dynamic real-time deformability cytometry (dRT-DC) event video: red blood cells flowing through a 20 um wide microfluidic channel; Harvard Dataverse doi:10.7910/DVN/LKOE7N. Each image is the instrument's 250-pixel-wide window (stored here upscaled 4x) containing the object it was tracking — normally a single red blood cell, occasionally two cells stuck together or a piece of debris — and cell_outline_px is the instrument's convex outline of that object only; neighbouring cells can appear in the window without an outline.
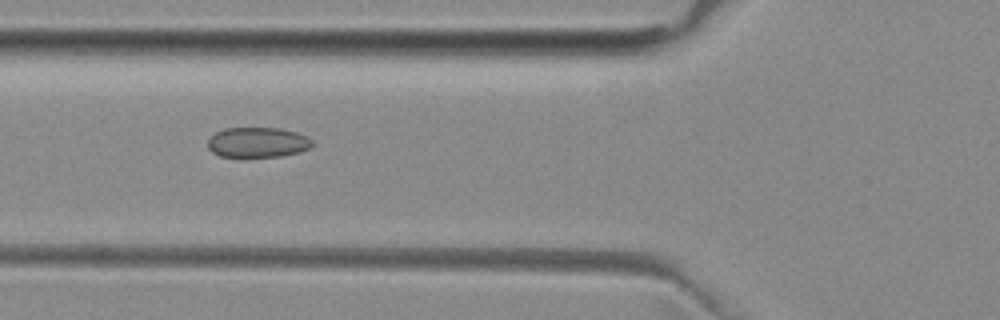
{"species": "common noctule bat (a hibernating species)", "species_latin": "Nyctalus noctula", "temperature_condition": "room temperature", "stored_images_in_passage": 33, "camera_frame_rate_fps": 3000, "um_per_image_px": 0.085, "animal": {"sex": "female", "body_mass_g": 29.2, "forearm_length_mm": 56.3}, "frame": {"image": 1, "passage_image": 5, "time_ms": 1.333, "image_size_px": [1000, 320], "cell_outline_px": [[312, 148], [300, 152], [280, 156], [220, 156], [212, 152], [208, 148], [208, 136], [224, 128], [280, 128], [296, 132], [308, 136], [312, 140]], "centroid_in_image_um": [21.91, 12.09], "position_along_channel_um": 103.9, "area_um2": 18.44}}
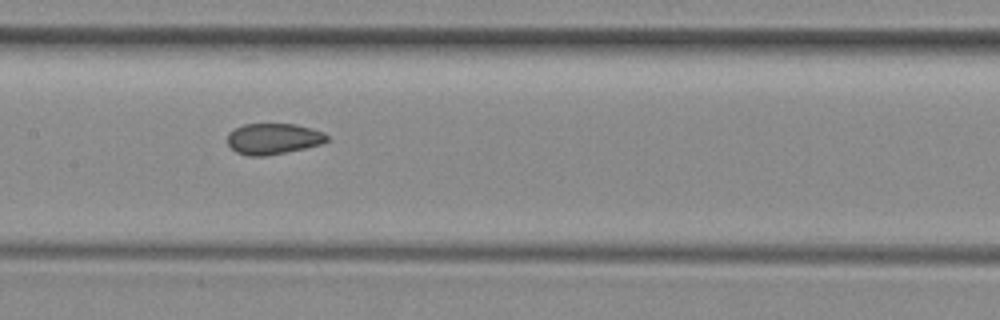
{"frame": {"image": 2, "passage_image": 11, "time_ms": 3.333, "image_size_px": [1000, 320], "cell_outline_px": [[328, 140], [320, 144], [304, 148], [264, 156], [248, 156], [236, 152], [228, 144], [228, 132], [244, 124], [296, 124], [312, 128], [324, 132], [328, 136]], "centroid_in_image_um": [23.23, 11.79], "position_along_channel_um": 184.2, "area_um2": 17.86}}
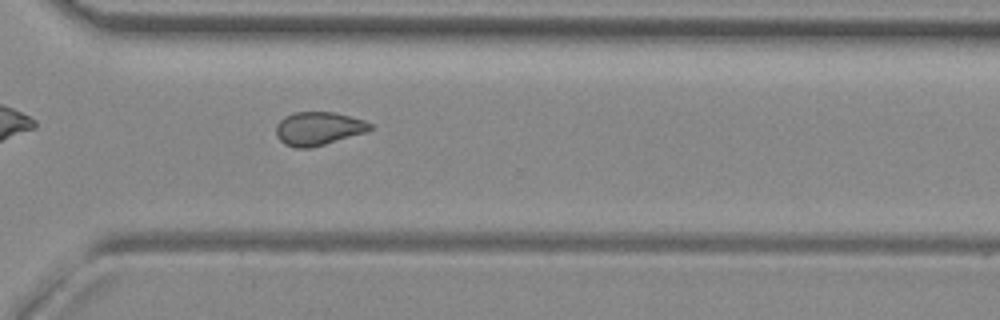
{"frame": {"image": 3, "passage_image": 23, "time_ms": 7.333, "image_size_px": [1000, 320], "cell_outline_px": [[372, 128], [368, 132], [312, 148], [296, 148], [284, 144], [276, 136], [276, 124], [284, 116], [296, 112], [332, 112], [364, 120], [372, 124]], "centroid_in_image_um": [27.06, 10.94], "position_along_channel_um": 343.5, "area_um2": 18.44}, "authors_computed_cell_mechanics": {"area_um2": 18.4382, "velocity_mm_per_s": 3.9918, "shape_relaxation_time_tau1_ms": null, "shape_relaxation_time_tau2_ms": 2.7062, "deformation_change_tau1": null, "deformation_change_tau2": 0.0736}}